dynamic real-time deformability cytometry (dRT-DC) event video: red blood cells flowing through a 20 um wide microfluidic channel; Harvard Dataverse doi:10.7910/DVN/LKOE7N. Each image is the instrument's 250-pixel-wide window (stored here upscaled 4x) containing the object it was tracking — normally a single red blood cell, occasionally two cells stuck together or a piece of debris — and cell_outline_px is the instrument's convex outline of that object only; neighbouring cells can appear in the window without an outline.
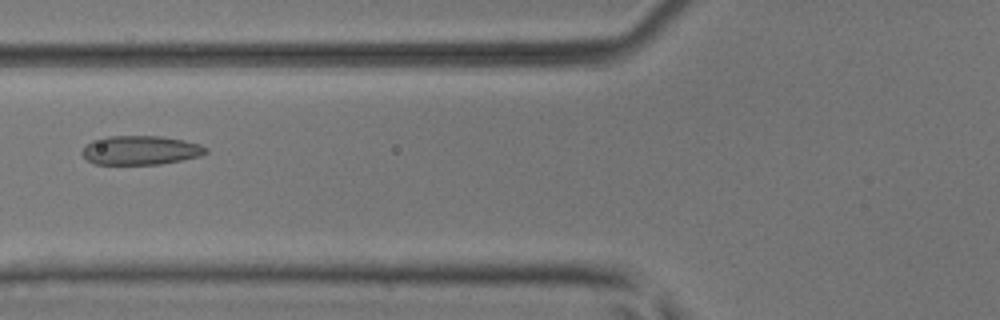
{"species": "common noctule bat (a hibernating species)", "species_latin": "Nyctalus noctula", "temperature_condition": "room temperature", "stored_images_in_passage": 10, "camera_frame_rate_fps": 3000, "um_per_image_px": 0.085, "animal": {"sex": "male", "body_mass_g": 17.9, "forearm_length_mm": 54.2}, "frame": {"image": 1, "passage_image": 4, "time_ms": 1.0, "image_size_px": [1000, 320], "cell_outline_px": [[208, 152], [200, 156], [160, 164], [92, 164], [80, 152], [92, 140], [108, 136], [160, 136], [184, 140], [200, 144], [208, 148]], "centroid_in_image_um": [11.95, 12.77], "position_along_channel_um": 113.8, "area_um2": 20.92}}